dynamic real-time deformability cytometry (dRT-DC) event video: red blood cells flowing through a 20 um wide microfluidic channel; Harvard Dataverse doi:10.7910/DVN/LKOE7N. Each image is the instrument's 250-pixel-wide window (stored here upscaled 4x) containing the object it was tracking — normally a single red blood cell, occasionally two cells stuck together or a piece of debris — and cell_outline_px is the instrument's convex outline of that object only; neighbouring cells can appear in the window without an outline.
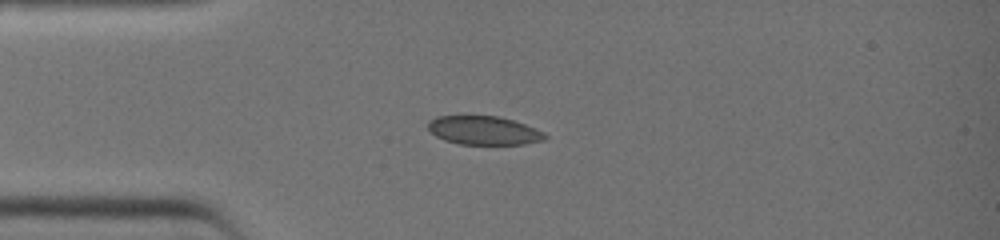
{"species": "common noctule bat (a hibernating species)", "species_latin": "Nyctalus noctula", "temperature_condition": "warm", "stored_images_in_passage": 4, "camera_frame_rate_fps": 3000, "um_per_image_px": 0.085, "animal": {"sex": "female", "body_mass_g": 19.0, "forearm_length_mm": 51.5}, "frame": {"image": 1, "passage_image": 1, "time_ms": 0.0, "image_size_px": [1000, 240], "cell_outline_px": [[548, 136], [544, 140], [524, 144], [460, 144], [444, 140], [436, 136], [428, 128], [428, 120], [436, 116], [464, 112], [468, 112], [500, 116], [536, 128], [544, 132]], "centroid_in_image_um": [41.06, 11.02], "position_along_channel_um": 43.9, "area_um2": 20.52}}